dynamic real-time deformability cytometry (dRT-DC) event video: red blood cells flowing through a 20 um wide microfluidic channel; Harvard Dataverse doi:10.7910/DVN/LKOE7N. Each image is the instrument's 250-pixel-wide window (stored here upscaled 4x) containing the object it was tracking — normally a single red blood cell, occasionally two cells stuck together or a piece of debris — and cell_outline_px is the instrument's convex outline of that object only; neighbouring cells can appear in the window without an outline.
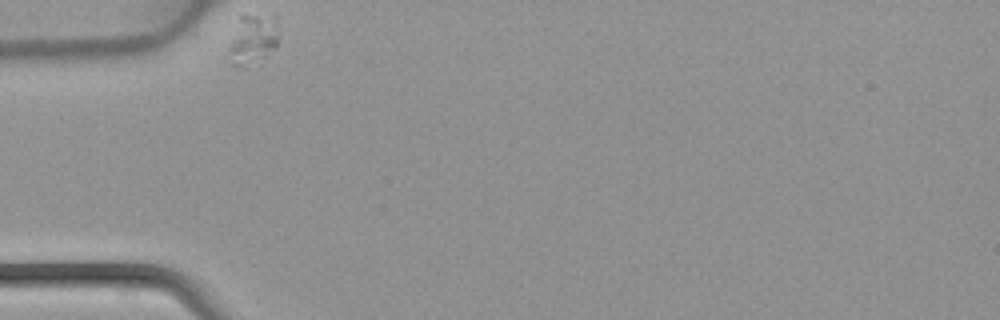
{"species": "common noctule bat (a hibernating species)", "species_latin": "Nyctalus noctula", "temperature_condition": "warm", "stored_images_in_passage": 29, "camera_frame_rate_fps": 3000, "um_per_image_px": 0.085, "animal": {"sex": "female", "body_mass_g": 22.7, "forearm_length_mm": 54.2}, "frame": {"image": 1, "passage_image": 1, "time_ms": 0.0, "image_size_px": [1000, 320], "cell_outline_px": [[276, 48], [264, 56], [244, 68], [240, 68], [232, 64], [228, 48], [240, 12], [276, 12]], "centroid_in_image_um": [21.48, 3.21], "position_along_channel_um": 63.5, "area_um2": 15.14}}
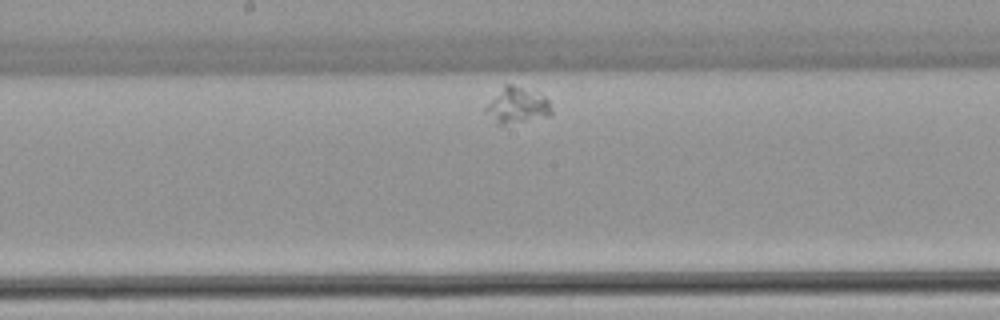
{"frame": {"image": 2, "passage_image": 14, "time_ms": 4.333, "image_size_px": [1000, 320], "cell_outline_px": [[552, 116], [504, 124], [496, 124], [484, 112], [484, 108], [504, 84], [512, 84], [544, 96], [548, 100], [552, 112]], "centroid_in_image_um": [43.94, 8.97], "position_along_channel_um": 204.3, "area_um2": 13.58}}
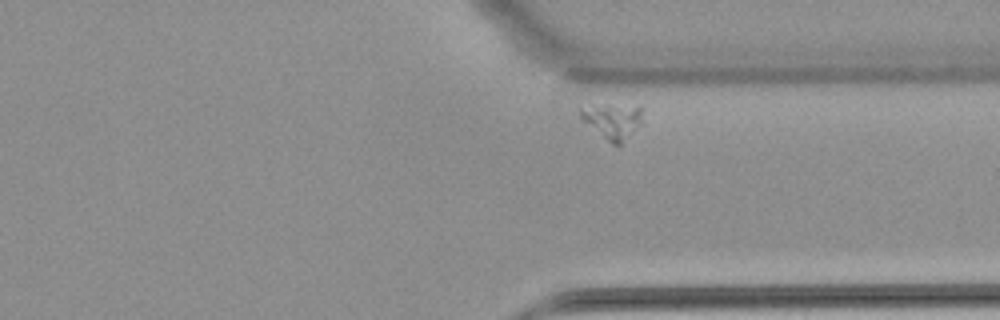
{"frame": {"image": 3, "passage_image": 27, "time_ms": 8.667, "image_size_px": [1000, 320], "cell_outline_px": [[644, 120], [620, 148], [612, 144], [580, 120], [580, 108], [608, 104], [640, 108]], "centroid_in_image_um": [52.07, 10.34], "position_along_channel_um": 359.3, "area_um2": 12.95}}